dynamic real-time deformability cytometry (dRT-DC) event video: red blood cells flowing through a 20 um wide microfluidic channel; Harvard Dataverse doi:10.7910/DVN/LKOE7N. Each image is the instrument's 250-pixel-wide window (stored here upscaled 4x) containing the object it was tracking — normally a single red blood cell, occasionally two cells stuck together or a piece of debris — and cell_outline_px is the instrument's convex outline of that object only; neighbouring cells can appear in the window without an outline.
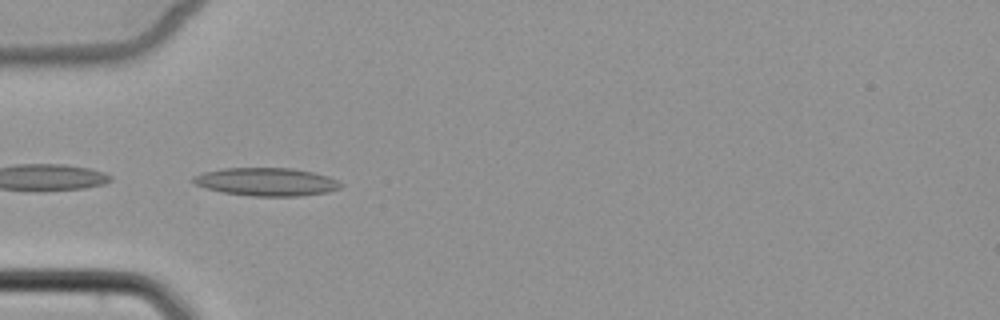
{"species": "common noctule bat (a hibernating species)", "species_latin": "Nyctalus noctula", "temperature_condition": "cold", "stored_images_in_passage": 7, "camera_frame_rate_fps": 3000, "um_per_image_px": 0.085, "animal": {"sex": "female", "body_mass_g": 22.7, "forearm_length_mm": 54.2}, "frame": {"image": 1, "passage_image": 5, "time_ms": 5.333, "image_size_px": [1000, 320], "cell_outline_px": [[344, 184], [340, 188], [328, 192], [300, 196], [252, 196], [224, 192], [208, 188], [196, 184], [188, 180], [192, 176], [204, 172], [224, 168], [292, 168], [312, 172], [328, 176]], "centroid_in_image_um": [22.65, 15.45], "position_along_channel_um": 62.4, "area_um2": 24.1}}
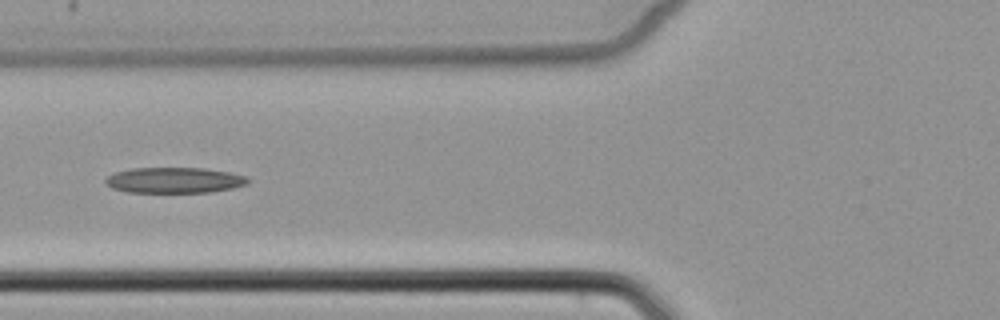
{"frame": {"image": 2, "passage_image": 6, "time_ms": 6.667, "image_size_px": [1000, 320], "cell_outline_px": [[252, 180], [248, 184], [232, 188], [212, 192], [128, 192], [112, 188], [104, 180], [108, 176], [116, 172], [132, 168], [204, 168], [228, 172], [248, 176]], "centroid_in_image_um": [14.88, 15.31], "position_along_channel_um": 110.9, "area_um2": 21.33}}
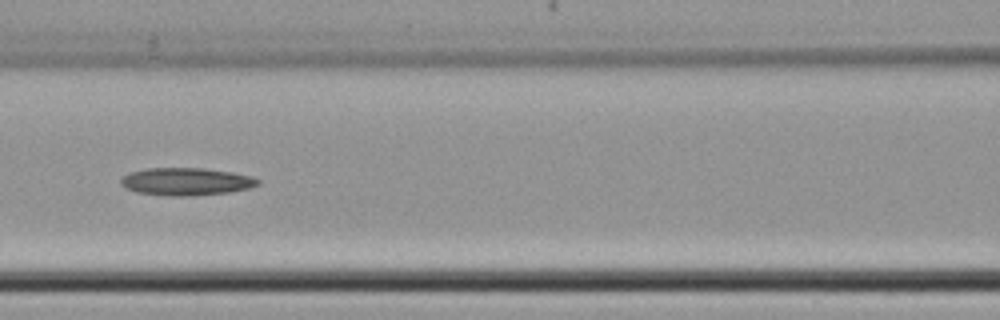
{"frame": {"image": 3, "passage_image": 7, "time_ms": 7.667, "image_size_px": [1000, 320], "cell_outline_px": [[260, 184], [248, 188], [228, 192], [184, 196], [176, 196], [136, 192], [124, 188], [120, 184], [120, 180], [124, 176], [132, 172], [148, 168], [204, 168], [232, 172], [252, 176], [260, 180]], "centroid_in_image_um": [15.83, 15.42], "position_along_channel_um": 150.8, "area_um2": 21.85}}